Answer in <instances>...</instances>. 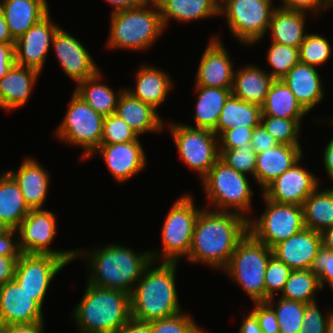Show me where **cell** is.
Listing matches in <instances>:
<instances>
[{
	"label": "cell",
	"instance_id": "1",
	"mask_svg": "<svg viewBox=\"0 0 333 333\" xmlns=\"http://www.w3.org/2000/svg\"><path fill=\"white\" fill-rule=\"evenodd\" d=\"M248 232V220L242 215L204 207L196 220L190 252L185 259L222 271Z\"/></svg>",
	"mask_w": 333,
	"mask_h": 333
},
{
	"label": "cell",
	"instance_id": "2",
	"mask_svg": "<svg viewBox=\"0 0 333 333\" xmlns=\"http://www.w3.org/2000/svg\"><path fill=\"white\" fill-rule=\"evenodd\" d=\"M75 250V260L83 259L88 269L87 283L128 294L153 261L150 250L140 252L116 242L94 247L90 252L83 248Z\"/></svg>",
	"mask_w": 333,
	"mask_h": 333
},
{
	"label": "cell",
	"instance_id": "3",
	"mask_svg": "<svg viewBox=\"0 0 333 333\" xmlns=\"http://www.w3.org/2000/svg\"><path fill=\"white\" fill-rule=\"evenodd\" d=\"M178 265L151 262L130 294L131 318L149 323L183 311L176 287Z\"/></svg>",
	"mask_w": 333,
	"mask_h": 333
},
{
	"label": "cell",
	"instance_id": "4",
	"mask_svg": "<svg viewBox=\"0 0 333 333\" xmlns=\"http://www.w3.org/2000/svg\"><path fill=\"white\" fill-rule=\"evenodd\" d=\"M71 319L80 333H117L131 318L130 294L86 282ZM76 323V324H75Z\"/></svg>",
	"mask_w": 333,
	"mask_h": 333
},
{
	"label": "cell",
	"instance_id": "5",
	"mask_svg": "<svg viewBox=\"0 0 333 333\" xmlns=\"http://www.w3.org/2000/svg\"><path fill=\"white\" fill-rule=\"evenodd\" d=\"M165 27L158 5L147 0L142 5L110 14V30L106 48L145 51L163 36Z\"/></svg>",
	"mask_w": 333,
	"mask_h": 333
},
{
	"label": "cell",
	"instance_id": "6",
	"mask_svg": "<svg viewBox=\"0 0 333 333\" xmlns=\"http://www.w3.org/2000/svg\"><path fill=\"white\" fill-rule=\"evenodd\" d=\"M248 178L250 177L237 172L219 159L200 180L208 199V206L204 207L237 213L249 220L252 216L254 191Z\"/></svg>",
	"mask_w": 333,
	"mask_h": 333
},
{
	"label": "cell",
	"instance_id": "7",
	"mask_svg": "<svg viewBox=\"0 0 333 333\" xmlns=\"http://www.w3.org/2000/svg\"><path fill=\"white\" fill-rule=\"evenodd\" d=\"M273 251L248 232L237 244L222 270L249 299L266 302L265 271Z\"/></svg>",
	"mask_w": 333,
	"mask_h": 333
},
{
	"label": "cell",
	"instance_id": "8",
	"mask_svg": "<svg viewBox=\"0 0 333 333\" xmlns=\"http://www.w3.org/2000/svg\"><path fill=\"white\" fill-rule=\"evenodd\" d=\"M189 193L180 196L171 205L161 228L160 249L150 250L154 262H180L188 256L196 220L204 206H196ZM160 250V251H159Z\"/></svg>",
	"mask_w": 333,
	"mask_h": 333
},
{
	"label": "cell",
	"instance_id": "9",
	"mask_svg": "<svg viewBox=\"0 0 333 333\" xmlns=\"http://www.w3.org/2000/svg\"><path fill=\"white\" fill-rule=\"evenodd\" d=\"M62 121L53 132L60 142L80 147L81 161L89 159L101 145L105 116L96 112L74 91Z\"/></svg>",
	"mask_w": 333,
	"mask_h": 333
},
{
	"label": "cell",
	"instance_id": "10",
	"mask_svg": "<svg viewBox=\"0 0 333 333\" xmlns=\"http://www.w3.org/2000/svg\"><path fill=\"white\" fill-rule=\"evenodd\" d=\"M273 0H220L219 16L236 41L254 46L267 36L271 15L276 8Z\"/></svg>",
	"mask_w": 333,
	"mask_h": 333
},
{
	"label": "cell",
	"instance_id": "11",
	"mask_svg": "<svg viewBox=\"0 0 333 333\" xmlns=\"http://www.w3.org/2000/svg\"><path fill=\"white\" fill-rule=\"evenodd\" d=\"M167 125L182 163L197 172L201 180L219 160L218 136L211 130L193 128L176 121Z\"/></svg>",
	"mask_w": 333,
	"mask_h": 333
},
{
	"label": "cell",
	"instance_id": "12",
	"mask_svg": "<svg viewBox=\"0 0 333 333\" xmlns=\"http://www.w3.org/2000/svg\"><path fill=\"white\" fill-rule=\"evenodd\" d=\"M261 197L266 205L265 210L261 215L248 220V231L258 241L272 249L279 242L305 228L302 206L275 203L268 200L262 193Z\"/></svg>",
	"mask_w": 333,
	"mask_h": 333
},
{
	"label": "cell",
	"instance_id": "13",
	"mask_svg": "<svg viewBox=\"0 0 333 333\" xmlns=\"http://www.w3.org/2000/svg\"><path fill=\"white\" fill-rule=\"evenodd\" d=\"M57 218L44 208L31 209L17 228L19 247L25 254H51L64 259L68 264L75 262L73 249L50 247L57 234Z\"/></svg>",
	"mask_w": 333,
	"mask_h": 333
},
{
	"label": "cell",
	"instance_id": "14",
	"mask_svg": "<svg viewBox=\"0 0 333 333\" xmlns=\"http://www.w3.org/2000/svg\"><path fill=\"white\" fill-rule=\"evenodd\" d=\"M68 263L51 254H25L18 258L13 280L42 308L50 284Z\"/></svg>",
	"mask_w": 333,
	"mask_h": 333
},
{
	"label": "cell",
	"instance_id": "15",
	"mask_svg": "<svg viewBox=\"0 0 333 333\" xmlns=\"http://www.w3.org/2000/svg\"><path fill=\"white\" fill-rule=\"evenodd\" d=\"M302 161L301 158L260 193L275 203L302 206L306 198L321 185L319 177L301 165Z\"/></svg>",
	"mask_w": 333,
	"mask_h": 333
},
{
	"label": "cell",
	"instance_id": "16",
	"mask_svg": "<svg viewBox=\"0 0 333 333\" xmlns=\"http://www.w3.org/2000/svg\"><path fill=\"white\" fill-rule=\"evenodd\" d=\"M51 19L49 12L15 40L16 65L42 72L52 46L53 37L61 27Z\"/></svg>",
	"mask_w": 333,
	"mask_h": 333
},
{
	"label": "cell",
	"instance_id": "17",
	"mask_svg": "<svg viewBox=\"0 0 333 333\" xmlns=\"http://www.w3.org/2000/svg\"><path fill=\"white\" fill-rule=\"evenodd\" d=\"M82 43L60 27L53 37L51 46L62 71L76 83L75 85L101 70Z\"/></svg>",
	"mask_w": 333,
	"mask_h": 333
},
{
	"label": "cell",
	"instance_id": "18",
	"mask_svg": "<svg viewBox=\"0 0 333 333\" xmlns=\"http://www.w3.org/2000/svg\"><path fill=\"white\" fill-rule=\"evenodd\" d=\"M140 141L101 144L89 158L100 155L115 182L122 184L146 169L147 155Z\"/></svg>",
	"mask_w": 333,
	"mask_h": 333
},
{
	"label": "cell",
	"instance_id": "19",
	"mask_svg": "<svg viewBox=\"0 0 333 333\" xmlns=\"http://www.w3.org/2000/svg\"><path fill=\"white\" fill-rule=\"evenodd\" d=\"M212 35L199 60L194 86L232 88L233 61L221 37Z\"/></svg>",
	"mask_w": 333,
	"mask_h": 333
},
{
	"label": "cell",
	"instance_id": "20",
	"mask_svg": "<svg viewBox=\"0 0 333 333\" xmlns=\"http://www.w3.org/2000/svg\"><path fill=\"white\" fill-rule=\"evenodd\" d=\"M42 307L14 280L0 287V324L45 323Z\"/></svg>",
	"mask_w": 333,
	"mask_h": 333
},
{
	"label": "cell",
	"instance_id": "21",
	"mask_svg": "<svg viewBox=\"0 0 333 333\" xmlns=\"http://www.w3.org/2000/svg\"><path fill=\"white\" fill-rule=\"evenodd\" d=\"M321 248V233L304 228L292 237L276 244L272 251L273 255L291 270H305L311 269Z\"/></svg>",
	"mask_w": 333,
	"mask_h": 333
},
{
	"label": "cell",
	"instance_id": "22",
	"mask_svg": "<svg viewBox=\"0 0 333 333\" xmlns=\"http://www.w3.org/2000/svg\"><path fill=\"white\" fill-rule=\"evenodd\" d=\"M18 183L30 209L43 208L49 191L50 174L34 157H26L19 169L6 170Z\"/></svg>",
	"mask_w": 333,
	"mask_h": 333
},
{
	"label": "cell",
	"instance_id": "23",
	"mask_svg": "<svg viewBox=\"0 0 333 333\" xmlns=\"http://www.w3.org/2000/svg\"><path fill=\"white\" fill-rule=\"evenodd\" d=\"M135 72V86L125 87V90L158 110L172 92L173 78L161 68L147 63L140 65Z\"/></svg>",
	"mask_w": 333,
	"mask_h": 333
},
{
	"label": "cell",
	"instance_id": "24",
	"mask_svg": "<svg viewBox=\"0 0 333 333\" xmlns=\"http://www.w3.org/2000/svg\"><path fill=\"white\" fill-rule=\"evenodd\" d=\"M301 145L278 144L264 152L257 153L254 181L261 192L277 177L303 158Z\"/></svg>",
	"mask_w": 333,
	"mask_h": 333
},
{
	"label": "cell",
	"instance_id": "25",
	"mask_svg": "<svg viewBox=\"0 0 333 333\" xmlns=\"http://www.w3.org/2000/svg\"><path fill=\"white\" fill-rule=\"evenodd\" d=\"M41 73L35 69L14 65L0 79V108L16 111L27 104Z\"/></svg>",
	"mask_w": 333,
	"mask_h": 333
},
{
	"label": "cell",
	"instance_id": "26",
	"mask_svg": "<svg viewBox=\"0 0 333 333\" xmlns=\"http://www.w3.org/2000/svg\"><path fill=\"white\" fill-rule=\"evenodd\" d=\"M316 68L299 62L282 78L307 113L325 99L324 83Z\"/></svg>",
	"mask_w": 333,
	"mask_h": 333
},
{
	"label": "cell",
	"instance_id": "27",
	"mask_svg": "<svg viewBox=\"0 0 333 333\" xmlns=\"http://www.w3.org/2000/svg\"><path fill=\"white\" fill-rule=\"evenodd\" d=\"M153 106L132 96L125 89L122 91L116 114L123 119L137 135L145 133H160L165 130V122Z\"/></svg>",
	"mask_w": 333,
	"mask_h": 333
},
{
	"label": "cell",
	"instance_id": "28",
	"mask_svg": "<svg viewBox=\"0 0 333 333\" xmlns=\"http://www.w3.org/2000/svg\"><path fill=\"white\" fill-rule=\"evenodd\" d=\"M47 0H0V9L14 40L23 35L49 11Z\"/></svg>",
	"mask_w": 333,
	"mask_h": 333
},
{
	"label": "cell",
	"instance_id": "29",
	"mask_svg": "<svg viewBox=\"0 0 333 333\" xmlns=\"http://www.w3.org/2000/svg\"><path fill=\"white\" fill-rule=\"evenodd\" d=\"M274 79L258 65L245 64L235 68L232 95L242 101L262 106Z\"/></svg>",
	"mask_w": 333,
	"mask_h": 333
},
{
	"label": "cell",
	"instance_id": "30",
	"mask_svg": "<svg viewBox=\"0 0 333 333\" xmlns=\"http://www.w3.org/2000/svg\"><path fill=\"white\" fill-rule=\"evenodd\" d=\"M158 5L162 22L167 28L170 20L177 23L205 20L219 16L220 0H154Z\"/></svg>",
	"mask_w": 333,
	"mask_h": 333
},
{
	"label": "cell",
	"instance_id": "31",
	"mask_svg": "<svg viewBox=\"0 0 333 333\" xmlns=\"http://www.w3.org/2000/svg\"><path fill=\"white\" fill-rule=\"evenodd\" d=\"M309 13L276 7L271 15L267 35L270 42L299 48L307 33L306 21ZM308 15V17H307Z\"/></svg>",
	"mask_w": 333,
	"mask_h": 333
},
{
	"label": "cell",
	"instance_id": "32",
	"mask_svg": "<svg viewBox=\"0 0 333 333\" xmlns=\"http://www.w3.org/2000/svg\"><path fill=\"white\" fill-rule=\"evenodd\" d=\"M197 99L194 112V126L185 124L193 128L208 129L213 131L219 121L221 110L226 100L232 94V88H215L194 86Z\"/></svg>",
	"mask_w": 333,
	"mask_h": 333
},
{
	"label": "cell",
	"instance_id": "33",
	"mask_svg": "<svg viewBox=\"0 0 333 333\" xmlns=\"http://www.w3.org/2000/svg\"><path fill=\"white\" fill-rule=\"evenodd\" d=\"M103 73L99 70L94 76L75 85L74 92L80 96L96 112L103 116L116 113L117 103L125 87L115 91L112 87L101 83Z\"/></svg>",
	"mask_w": 333,
	"mask_h": 333
},
{
	"label": "cell",
	"instance_id": "34",
	"mask_svg": "<svg viewBox=\"0 0 333 333\" xmlns=\"http://www.w3.org/2000/svg\"><path fill=\"white\" fill-rule=\"evenodd\" d=\"M18 183L5 170L0 173V221L9 229H17L30 212Z\"/></svg>",
	"mask_w": 333,
	"mask_h": 333
},
{
	"label": "cell",
	"instance_id": "35",
	"mask_svg": "<svg viewBox=\"0 0 333 333\" xmlns=\"http://www.w3.org/2000/svg\"><path fill=\"white\" fill-rule=\"evenodd\" d=\"M261 106L242 101L230 95L221 110L219 121L213 132L218 136L221 132L236 127L255 128L261 123Z\"/></svg>",
	"mask_w": 333,
	"mask_h": 333
},
{
	"label": "cell",
	"instance_id": "36",
	"mask_svg": "<svg viewBox=\"0 0 333 333\" xmlns=\"http://www.w3.org/2000/svg\"><path fill=\"white\" fill-rule=\"evenodd\" d=\"M261 110V116L287 119H304L308 114L282 79L272 82Z\"/></svg>",
	"mask_w": 333,
	"mask_h": 333
},
{
	"label": "cell",
	"instance_id": "37",
	"mask_svg": "<svg viewBox=\"0 0 333 333\" xmlns=\"http://www.w3.org/2000/svg\"><path fill=\"white\" fill-rule=\"evenodd\" d=\"M320 185L306 198L303 207L304 226L322 232L333 226V186Z\"/></svg>",
	"mask_w": 333,
	"mask_h": 333
},
{
	"label": "cell",
	"instance_id": "38",
	"mask_svg": "<svg viewBox=\"0 0 333 333\" xmlns=\"http://www.w3.org/2000/svg\"><path fill=\"white\" fill-rule=\"evenodd\" d=\"M322 291L318 276L310 269L292 270L280 297L306 304L318 302V291Z\"/></svg>",
	"mask_w": 333,
	"mask_h": 333
},
{
	"label": "cell",
	"instance_id": "39",
	"mask_svg": "<svg viewBox=\"0 0 333 333\" xmlns=\"http://www.w3.org/2000/svg\"><path fill=\"white\" fill-rule=\"evenodd\" d=\"M278 297L276 300L275 298ZM266 303L274 310L279 333H298L303 327V315L306 303L287 300L280 296L269 298Z\"/></svg>",
	"mask_w": 333,
	"mask_h": 333
},
{
	"label": "cell",
	"instance_id": "40",
	"mask_svg": "<svg viewBox=\"0 0 333 333\" xmlns=\"http://www.w3.org/2000/svg\"><path fill=\"white\" fill-rule=\"evenodd\" d=\"M303 119L261 116V124L279 144L301 145L300 132Z\"/></svg>",
	"mask_w": 333,
	"mask_h": 333
},
{
	"label": "cell",
	"instance_id": "41",
	"mask_svg": "<svg viewBox=\"0 0 333 333\" xmlns=\"http://www.w3.org/2000/svg\"><path fill=\"white\" fill-rule=\"evenodd\" d=\"M323 35L310 33L299 46V60L303 64L319 67L332 57L331 43Z\"/></svg>",
	"mask_w": 333,
	"mask_h": 333
},
{
	"label": "cell",
	"instance_id": "42",
	"mask_svg": "<svg viewBox=\"0 0 333 333\" xmlns=\"http://www.w3.org/2000/svg\"><path fill=\"white\" fill-rule=\"evenodd\" d=\"M267 50V62L272 71H266L274 80L282 79L299 60V49L279 43L271 42Z\"/></svg>",
	"mask_w": 333,
	"mask_h": 333
},
{
	"label": "cell",
	"instance_id": "43",
	"mask_svg": "<svg viewBox=\"0 0 333 333\" xmlns=\"http://www.w3.org/2000/svg\"><path fill=\"white\" fill-rule=\"evenodd\" d=\"M149 323L151 333H208L197 324L192 315L185 312Z\"/></svg>",
	"mask_w": 333,
	"mask_h": 333
},
{
	"label": "cell",
	"instance_id": "44",
	"mask_svg": "<svg viewBox=\"0 0 333 333\" xmlns=\"http://www.w3.org/2000/svg\"><path fill=\"white\" fill-rule=\"evenodd\" d=\"M219 153V159L227 166L254 178L257 153L252 148L241 145L237 149H219Z\"/></svg>",
	"mask_w": 333,
	"mask_h": 333
},
{
	"label": "cell",
	"instance_id": "45",
	"mask_svg": "<svg viewBox=\"0 0 333 333\" xmlns=\"http://www.w3.org/2000/svg\"><path fill=\"white\" fill-rule=\"evenodd\" d=\"M137 133L116 113L105 116L101 144H115L136 141Z\"/></svg>",
	"mask_w": 333,
	"mask_h": 333
},
{
	"label": "cell",
	"instance_id": "46",
	"mask_svg": "<svg viewBox=\"0 0 333 333\" xmlns=\"http://www.w3.org/2000/svg\"><path fill=\"white\" fill-rule=\"evenodd\" d=\"M292 270L276 256L272 255L265 271L266 301L280 295Z\"/></svg>",
	"mask_w": 333,
	"mask_h": 333
},
{
	"label": "cell",
	"instance_id": "47",
	"mask_svg": "<svg viewBox=\"0 0 333 333\" xmlns=\"http://www.w3.org/2000/svg\"><path fill=\"white\" fill-rule=\"evenodd\" d=\"M318 303H310L305 306L303 315V327L298 333H326L329 319L333 315V308L325 315L322 313Z\"/></svg>",
	"mask_w": 333,
	"mask_h": 333
},
{
	"label": "cell",
	"instance_id": "48",
	"mask_svg": "<svg viewBox=\"0 0 333 333\" xmlns=\"http://www.w3.org/2000/svg\"><path fill=\"white\" fill-rule=\"evenodd\" d=\"M310 270L318 276L322 290L328 283L330 290L333 291V251L322 247L318 251Z\"/></svg>",
	"mask_w": 333,
	"mask_h": 333
},
{
	"label": "cell",
	"instance_id": "49",
	"mask_svg": "<svg viewBox=\"0 0 333 333\" xmlns=\"http://www.w3.org/2000/svg\"><path fill=\"white\" fill-rule=\"evenodd\" d=\"M254 129L236 127L221 132L218 135L219 149H237L241 145L246 148H252L250 142Z\"/></svg>",
	"mask_w": 333,
	"mask_h": 333
},
{
	"label": "cell",
	"instance_id": "50",
	"mask_svg": "<svg viewBox=\"0 0 333 333\" xmlns=\"http://www.w3.org/2000/svg\"><path fill=\"white\" fill-rule=\"evenodd\" d=\"M282 5L276 7L288 10L304 11L309 15H320L323 11L333 9V0H280Z\"/></svg>",
	"mask_w": 333,
	"mask_h": 333
},
{
	"label": "cell",
	"instance_id": "51",
	"mask_svg": "<svg viewBox=\"0 0 333 333\" xmlns=\"http://www.w3.org/2000/svg\"><path fill=\"white\" fill-rule=\"evenodd\" d=\"M250 311L259 321L263 333H279V325L274 310L266 302H254Z\"/></svg>",
	"mask_w": 333,
	"mask_h": 333
},
{
	"label": "cell",
	"instance_id": "52",
	"mask_svg": "<svg viewBox=\"0 0 333 333\" xmlns=\"http://www.w3.org/2000/svg\"><path fill=\"white\" fill-rule=\"evenodd\" d=\"M251 146L256 153L264 152L277 146L279 143L273 138L260 123L253 130Z\"/></svg>",
	"mask_w": 333,
	"mask_h": 333
},
{
	"label": "cell",
	"instance_id": "53",
	"mask_svg": "<svg viewBox=\"0 0 333 333\" xmlns=\"http://www.w3.org/2000/svg\"><path fill=\"white\" fill-rule=\"evenodd\" d=\"M21 254L17 229H8L0 235V256H21Z\"/></svg>",
	"mask_w": 333,
	"mask_h": 333
},
{
	"label": "cell",
	"instance_id": "54",
	"mask_svg": "<svg viewBox=\"0 0 333 333\" xmlns=\"http://www.w3.org/2000/svg\"><path fill=\"white\" fill-rule=\"evenodd\" d=\"M16 64L15 43H0V79Z\"/></svg>",
	"mask_w": 333,
	"mask_h": 333
},
{
	"label": "cell",
	"instance_id": "55",
	"mask_svg": "<svg viewBox=\"0 0 333 333\" xmlns=\"http://www.w3.org/2000/svg\"><path fill=\"white\" fill-rule=\"evenodd\" d=\"M20 256H0V287L12 281L15 275V267Z\"/></svg>",
	"mask_w": 333,
	"mask_h": 333
},
{
	"label": "cell",
	"instance_id": "56",
	"mask_svg": "<svg viewBox=\"0 0 333 333\" xmlns=\"http://www.w3.org/2000/svg\"><path fill=\"white\" fill-rule=\"evenodd\" d=\"M117 333H151L150 323L130 318Z\"/></svg>",
	"mask_w": 333,
	"mask_h": 333
},
{
	"label": "cell",
	"instance_id": "57",
	"mask_svg": "<svg viewBox=\"0 0 333 333\" xmlns=\"http://www.w3.org/2000/svg\"><path fill=\"white\" fill-rule=\"evenodd\" d=\"M45 323H21L8 325V333H45Z\"/></svg>",
	"mask_w": 333,
	"mask_h": 333
},
{
	"label": "cell",
	"instance_id": "58",
	"mask_svg": "<svg viewBox=\"0 0 333 333\" xmlns=\"http://www.w3.org/2000/svg\"><path fill=\"white\" fill-rule=\"evenodd\" d=\"M242 320L238 331L239 333H263L260 329L258 319L251 311H249Z\"/></svg>",
	"mask_w": 333,
	"mask_h": 333
},
{
	"label": "cell",
	"instance_id": "59",
	"mask_svg": "<svg viewBox=\"0 0 333 333\" xmlns=\"http://www.w3.org/2000/svg\"><path fill=\"white\" fill-rule=\"evenodd\" d=\"M323 166L329 179L333 182V137L328 140L323 151Z\"/></svg>",
	"mask_w": 333,
	"mask_h": 333
},
{
	"label": "cell",
	"instance_id": "60",
	"mask_svg": "<svg viewBox=\"0 0 333 333\" xmlns=\"http://www.w3.org/2000/svg\"><path fill=\"white\" fill-rule=\"evenodd\" d=\"M109 5L112 6V12L120 11V10H127L131 8H136L142 5L147 0H104Z\"/></svg>",
	"mask_w": 333,
	"mask_h": 333
},
{
	"label": "cell",
	"instance_id": "61",
	"mask_svg": "<svg viewBox=\"0 0 333 333\" xmlns=\"http://www.w3.org/2000/svg\"><path fill=\"white\" fill-rule=\"evenodd\" d=\"M0 43H15V40L10 35L8 25L4 19L2 10L0 9Z\"/></svg>",
	"mask_w": 333,
	"mask_h": 333
},
{
	"label": "cell",
	"instance_id": "62",
	"mask_svg": "<svg viewBox=\"0 0 333 333\" xmlns=\"http://www.w3.org/2000/svg\"><path fill=\"white\" fill-rule=\"evenodd\" d=\"M322 247L326 250L333 251V226L324 229L321 232Z\"/></svg>",
	"mask_w": 333,
	"mask_h": 333
},
{
	"label": "cell",
	"instance_id": "63",
	"mask_svg": "<svg viewBox=\"0 0 333 333\" xmlns=\"http://www.w3.org/2000/svg\"><path fill=\"white\" fill-rule=\"evenodd\" d=\"M326 333H333V315L329 319L327 328H326Z\"/></svg>",
	"mask_w": 333,
	"mask_h": 333
},
{
	"label": "cell",
	"instance_id": "64",
	"mask_svg": "<svg viewBox=\"0 0 333 333\" xmlns=\"http://www.w3.org/2000/svg\"><path fill=\"white\" fill-rule=\"evenodd\" d=\"M9 228L0 221V235L5 233Z\"/></svg>",
	"mask_w": 333,
	"mask_h": 333
},
{
	"label": "cell",
	"instance_id": "65",
	"mask_svg": "<svg viewBox=\"0 0 333 333\" xmlns=\"http://www.w3.org/2000/svg\"><path fill=\"white\" fill-rule=\"evenodd\" d=\"M0 333H8V325L0 324Z\"/></svg>",
	"mask_w": 333,
	"mask_h": 333
}]
</instances>
